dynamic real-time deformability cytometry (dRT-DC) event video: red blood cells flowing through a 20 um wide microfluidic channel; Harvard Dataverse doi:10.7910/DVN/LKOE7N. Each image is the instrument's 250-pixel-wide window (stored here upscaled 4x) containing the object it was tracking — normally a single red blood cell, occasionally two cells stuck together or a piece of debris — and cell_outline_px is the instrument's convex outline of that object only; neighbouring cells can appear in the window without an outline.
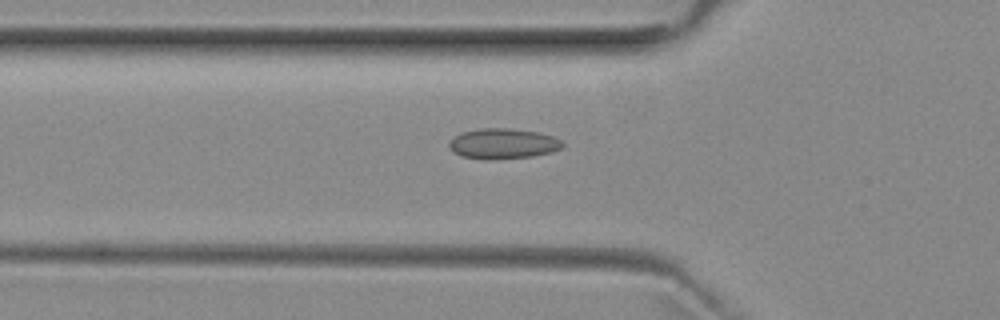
{"species": "common noctule bat (a hibernating species)", "species_latin": "Nyctalus noctula", "temperature_condition": "room temperature", "stored_images_in_passage": 35, "camera_frame_rate_fps": 3000, "um_per_image_px": 0.085, "animal": {"sex": "female", "body_mass_g": 29.2, "forearm_length_mm": 56.3}, "frame": {"image": 1, "passage_image": 3, "time_ms": 0.667, "image_size_px": [1000, 320], "cell_outline_px": [[564, 144], [560, 148], [552, 152], [532, 156], [492, 160], [484, 160], [460, 156], [452, 152], [448, 144], [448, 140], [460, 132], [480, 128], [508, 128], [540, 132], [552, 136], [560, 140]], "centroid_in_image_um": [42.69, 12.21], "position_along_channel_um": 83.1, "area_um2": 20.4}}
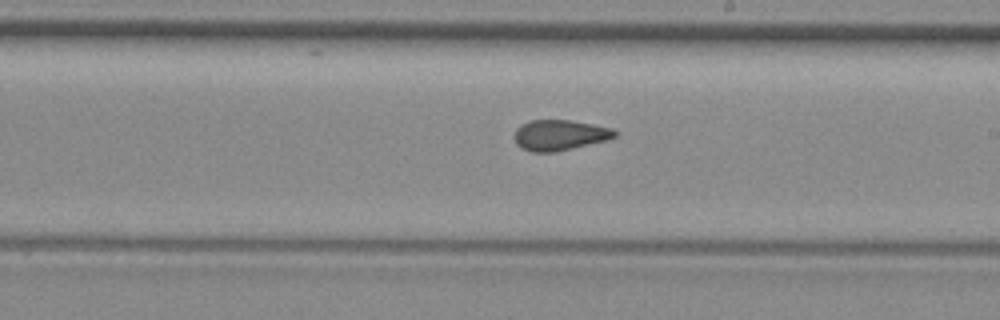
{"frame": {"image": 2, "passage_image": 15, "time_ms": 4.667, "image_size_px": [1000, 320], "cell_outline_px": [[620, 132], [616, 136], [608, 140], [552, 152], [532, 152], [520, 148], [516, 144], [512, 136], [516, 128], [520, 124], [528, 120], [572, 120], [612, 128]], "centroid_in_image_um": [47.54, 11.47], "position_along_channel_um": 241.5, "area_um2": 18.15}}
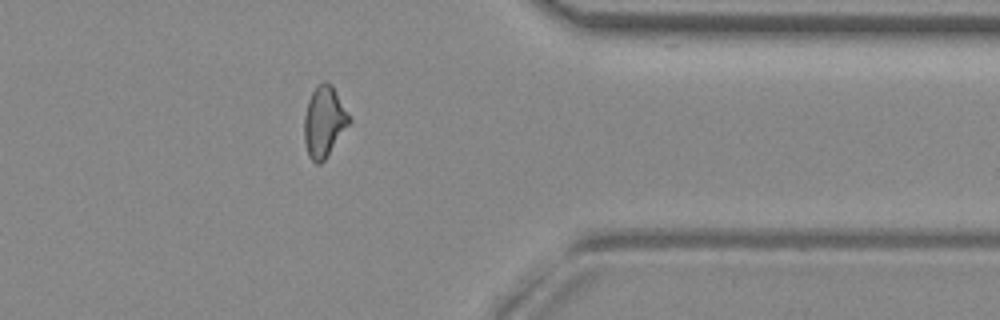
{"frame": {"image": 3, "passage_image": 27, "time_ms": 8.667, "image_size_px": [1000, 320], "cell_outline_px": [[352, 120], [324, 160], [320, 164], [316, 164], [308, 156], [304, 140], [304, 116], [308, 100], [312, 92], [324, 80], [332, 84]], "centroid_in_image_um": [27.54, 10.34], "position_along_channel_um": 383.9, "area_um2": 18.44}, "authors_computed_cell_mechanics": {"area_um2": 18.207, "velocity_mm_per_s": 3.9473, "shape_relaxation_time_tau1_ms": null, "shape_relaxation_time_tau2_ms": 1.6357, "deformation_change_tau1": null, "deformation_change_tau2": 0.0712}}